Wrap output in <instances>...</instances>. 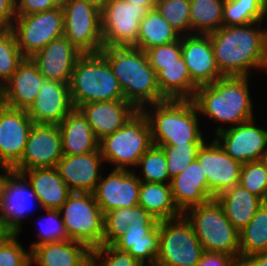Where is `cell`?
<instances>
[{"label": "cell", "instance_id": "obj_1", "mask_svg": "<svg viewBox=\"0 0 267 266\" xmlns=\"http://www.w3.org/2000/svg\"><path fill=\"white\" fill-rule=\"evenodd\" d=\"M265 21L222 26L210 34L218 69L223 77L249 76L265 71Z\"/></svg>", "mask_w": 267, "mask_h": 266}, {"label": "cell", "instance_id": "obj_2", "mask_svg": "<svg viewBox=\"0 0 267 266\" xmlns=\"http://www.w3.org/2000/svg\"><path fill=\"white\" fill-rule=\"evenodd\" d=\"M249 80V76H226L197 88L192 101L202 121L207 117L206 122L219 123L214 134L255 118Z\"/></svg>", "mask_w": 267, "mask_h": 266}, {"label": "cell", "instance_id": "obj_3", "mask_svg": "<svg viewBox=\"0 0 267 266\" xmlns=\"http://www.w3.org/2000/svg\"><path fill=\"white\" fill-rule=\"evenodd\" d=\"M118 79L124 99L138 110L167 100L160 91L157 73L145 51L133 46L103 47L100 51Z\"/></svg>", "mask_w": 267, "mask_h": 266}, {"label": "cell", "instance_id": "obj_4", "mask_svg": "<svg viewBox=\"0 0 267 266\" xmlns=\"http://www.w3.org/2000/svg\"><path fill=\"white\" fill-rule=\"evenodd\" d=\"M142 112L149 121L155 146L204 143L209 139L204 136L203 122L192 100L167 99L145 106Z\"/></svg>", "mask_w": 267, "mask_h": 266}, {"label": "cell", "instance_id": "obj_5", "mask_svg": "<svg viewBox=\"0 0 267 266\" xmlns=\"http://www.w3.org/2000/svg\"><path fill=\"white\" fill-rule=\"evenodd\" d=\"M69 86L73 106L77 109L90 102L125 100L118 79L101 52L79 57Z\"/></svg>", "mask_w": 267, "mask_h": 266}, {"label": "cell", "instance_id": "obj_6", "mask_svg": "<svg viewBox=\"0 0 267 266\" xmlns=\"http://www.w3.org/2000/svg\"><path fill=\"white\" fill-rule=\"evenodd\" d=\"M190 222L204 252L223 253L239 263L240 234L214 198L182 213Z\"/></svg>", "mask_w": 267, "mask_h": 266}, {"label": "cell", "instance_id": "obj_7", "mask_svg": "<svg viewBox=\"0 0 267 266\" xmlns=\"http://www.w3.org/2000/svg\"><path fill=\"white\" fill-rule=\"evenodd\" d=\"M152 145L151 127L142 110L119 130L99 140L100 154L114 170H136L139 159Z\"/></svg>", "mask_w": 267, "mask_h": 266}, {"label": "cell", "instance_id": "obj_8", "mask_svg": "<svg viewBox=\"0 0 267 266\" xmlns=\"http://www.w3.org/2000/svg\"><path fill=\"white\" fill-rule=\"evenodd\" d=\"M58 210L69 240L90 250L103 245L104 214L93 193L72 192Z\"/></svg>", "mask_w": 267, "mask_h": 266}, {"label": "cell", "instance_id": "obj_9", "mask_svg": "<svg viewBox=\"0 0 267 266\" xmlns=\"http://www.w3.org/2000/svg\"><path fill=\"white\" fill-rule=\"evenodd\" d=\"M203 253L200 241L183 214L159 221L157 261L165 266H198Z\"/></svg>", "mask_w": 267, "mask_h": 266}, {"label": "cell", "instance_id": "obj_10", "mask_svg": "<svg viewBox=\"0 0 267 266\" xmlns=\"http://www.w3.org/2000/svg\"><path fill=\"white\" fill-rule=\"evenodd\" d=\"M12 31L22 55L31 58L51 41L64 36L63 8L16 15Z\"/></svg>", "mask_w": 267, "mask_h": 266}, {"label": "cell", "instance_id": "obj_11", "mask_svg": "<svg viewBox=\"0 0 267 266\" xmlns=\"http://www.w3.org/2000/svg\"><path fill=\"white\" fill-rule=\"evenodd\" d=\"M64 36L83 54L99 53L104 45L101 30V11L86 0H66Z\"/></svg>", "mask_w": 267, "mask_h": 266}, {"label": "cell", "instance_id": "obj_12", "mask_svg": "<svg viewBox=\"0 0 267 266\" xmlns=\"http://www.w3.org/2000/svg\"><path fill=\"white\" fill-rule=\"evenodd\" d=\"M149 10L126 0H110L101 11V30L104 47L133 46L139 25Z\"/></svg>", "mask_w": 267, "mask_h": 266}, {"label": "cell", "instance_id": "obj_13", "mask_svg": "<svg viewBox=\"0 0 267 266\" xmlns=\"http://www.w3.org/2000/svg\"><path fill=\"white\" fill-rule=\"evenodd\" d=\"M40 206L31 185L21 173L7 170L0 180V215L12 233H22V222Z\"/></svg>", "mask_w": 267, "mask_h": 266}, {"label": "cell", "instance_id": "obj_14", "mask_svg": "<svg viewBox=\"0 0 267 266\" xmlns=\"http://www.w3.org/2000/svg\"><path fill=\"white\" fill-rule=\"evenodd\" d=\"M62 157V137L59 126L34 124L21 160L11 170L21 173L34 168H54Z\"/></svg>", "mask_w": 267, "mask_h": 266}, {"label": "cell", "instance_id": "obj_15", "mask_svg": "<svg viewBox=\"0 0 267 266\" xmlns=\"http://www.w3.org/2000/svg\"><path fill=\"white\" fill-rule=\"evenodd\" d=\"M254 119L216 133L213 139L234 160L241 164L260 161L267 151V128Z\"/></svg>", "mask_w": 267, "mask_h": 266}, {"label": "cell", "instance_id": "obj_16", "mask_svg": "<svg viewBox=\"0 0 267 266\" xmlns=\"http://www.w3.org/2000/svg\"><path fill=\"white\" fill-rule=\"evenodd\" d=\"M196 159L206 176L208 192L213 199L239 184L242 164L227 154L214 139L203 143Z\"/></svg>", "mask_w": 267, "mask_h": 266}, {"label": "cell", "instance_id": "obj_17", "mask_svg": "<svg viewBox=\"0 0 267 266\" xmlns=\"http://www.w3.org/2000/svg\"><path fill=\"white\" fill-rule=\"evenodd\" d=\"M136 173L110 169L108 174L101 175L93 195L103 214L138 205L141 181Z\"/></svg>", "mask_w": 267, "mask_h": 266}, {"label": "cell", "instance_id": "obj_18", "mask_svg": "<svg viewBox=\"0 0 267 266\" xmlns=\"http://www.w3.org/2000/svg\"><path fill=\"white\" fill-rule=\"evenodd\" d=\"M104 164L98 149L82 155H63L55 168L71 192L93 193L106 171Z\"/></svg>", "mask_w": 267, "mask_h": 266}, {"label": "cell", "instance_id": "obj_19", "mask_svg": "<svg viewBox=\"0 0 267 266\" xmlns=\"http://www.w3.org/2000/svg\"><path fill=\"white\" fill-rule=\"evenodd\" d=\"M27 110L7 107L0 116V162L11 170L23 155L32 126Z\"/></svg>", "mask_w": 267, "mask_h": 266}, {"label": "cell", "instance_id": "obj_20", "mask_svg": "<svg viewBox=\"0 0 267 266\" xmlns=\"http://www.w3.org/2000/svg\"><path fill=\"white\" fill-rule=\"evenodd\" d=\"M39 88L28 116L34 124L59 125L74 109L69 84L44 78Z\"/></svg>", "mask_w": 267, "mask_h": 266}, {"label": "cell", "instance_id": "obj_21", "mask_svg": "<svg viewBox=\"0 0 267 266\" xmlns=\"http://www.w3.org/2000/svg\"><path fill=\"white\" fill-rule=\"evenodd\" d=\"M182 57L191 80L199 87L222 78L209 35L181 36Z\"/></svg>", "mask_w": 267, "mask_h": 266}, {"label": "cell", "instance_id": "obj_22", "mask_svg": "<svg viewBox=\"0 0 267 266\" xmlns=\"http://www.w3.org/2000/svg\"><path fill=\"white\" fill-rule=\"evenodd\" d=\"M82 54L65 36H62L51 41L31 59L44 78L70 84L74 66Z\"/></svg>", "mask_w": 267, "mask_h": 266}, {"label": "cell", "instance_id": "obj_23", "mask_svg": "<svg viewBox=\"0 0 267 266\" xmlns=\"http://www.w3.org/2000/svg\"><path fill=\"white\" fill-rule=\"evenodd\" d=\"M98 140L119 130L139 110L126 100L96 101L78 108Z\"/></svg>", "mask_w": 267, "mask_h": 266}, {"label": "cell", "instance_id": "obj_24", "mask_svg": "<svg viewBox=\"0 0 267 266\" xmlns=\"http://www.w3.org/2000/svg\"><path fill=\"white\" fill-rule=\"evenodd\" d=\"M43 79L36 63L30 57H25L4 84L7 106L28 110L40 91Z\"/></svg>", "mask_w": 267, "mask_h": 266}, {"label": "cell", "instance_id": "obj_25", "mask_svg": "<svg viewBox=\"0 0 267 266\" xmlns=\"http://www.w3.org/2000/svg\"><path fill=\"white\" fill-rule=\"evenodd\" d=\"M175 205L183 213L190 207L212 200L208 192L206 176L197 159H194L170 182Z\"/></svg>", "mask_w": 267, "mask_h": 266}, {"label": "cell", "instance_id": "obj_26", "mask_svg": "<svg viewBox=\"0 0 267 266\" xmlns=\"http://www.w3.org/2000/svg\"><path fill=\"white\" fill-rule=\"evenodd\" d=\"M91 263V250L72 240L44 243L31 250V265L87 266Z\"/></svg>", "mask_w": 267, "mask_h": 266}, {"label": "cell", "instance_id": "obj_27", "mask_svg": "<svg viewBox=\"0 0 267 266\" xmlns=\"http://www.w3.org/2000/svg\"><path fill=\"white\" fill-rule=\"evenodd\" d=\"M34 190L41 210H58L72 193L56 168H34L21 172Z\"/></svg>", "mask_w": 267, "mask_h": 266}, {"label": "cell", "instance_id": "obj_28", "mask_svg": "<svg viewBox=\"0 0 267 266\" xmlns=\"http://www.w3.org/2000/svg\"><path fill=\"white\" fill-rule=\"evenodd\" d=\"M58 126L63 155H82L99 149V140L79 109L74 108Z\"/></svg>", "mask_w": 267, "mask_h": 266}, {"label": "cell", "instance_id": "obj_29", "mask_svg": "<svg viewBox=\"0 0 267 266\" xmlns=\"http://www.w3.org/2000/svg\"><path fill=\"white\" fill-rule=\"evenodd\" d=\"M222 206L226 218L240 232L253 218L264 201L240 184L215 198Z\"/></svg>", "mask_w": 267, "mask_h": 266}, {"label": "cell", "instance_id": "obj_30", "mask_svg": "<svg viewBox=\"0 0 267 266\" xmlns=\"http://www.w3.org/2000/svg\"><path fill=\"white\" fill-rule=\"evenodd\" d=\"M113 246L140 262L156 261L159 254V223L157 226H128Z\"/></svg>", "mask_w": 267, "mask_h": 266}, {"label": "cell", "instance_id": "obj_31", "mask_svg": "<svg viewBox=\"0 0 267 266\" xmlns=\"http://www.w3.org/2000/svg\"><path fill=\"white\" fill-rule=\"evenodd\" d=\"M161 94L166 99L192 100L198 86L191 80L182 55L178 62L162 66L157 74Z\"/></svg>", "mask_w": 267, "mask_h": 266}, {"label": "cell", "instance_id": "obj_32", "mask_svg": "<svg viewBox=\"0 0 267 266\" xmlns=\"http://www.w3.org/2000/svg\"><path fill=\"white\" fill-rule=\"evenodd\" d=\"M138 205L158 221L173 219L182 215L174 203L170 184L141 182Z\"/></svg>", "mask_w": 267, "mask_h": 266}, {"label": "cell", "instance_id": "obj_33", "mask_svg": "<svg viewBox=\"0 0 267 266\" xmlns=\"http://www.w3.org/2000/svg\"><path fill=\"white\" fill-rule=\"evenodd\" d=\"M180 38L181 35L155 8L149 10L140 21L138 37L133 47L146 51L155 46L175 42Z\"/></svg>", "mask_w": 267, "mask_h": 266}, {"label": "cell", "instance_id": "obj_34", "mask_svg": "<svg viewBox=\"0 0 267 266\" xmlns=\"http://www.w3.org/2000/svg\"><path fill=\"white\" fill-rule=\"evenodd\" d=\"M239 234V264L251 255L267 251V202L261 205Z\"/></svg>", "mask_w": 267, "mask_h": 266}, {"label": "cell", "instance_id": "obj_35", "mask_svg": "<svg viewBox=\"0 0 267 266\" xmlns=\"http://www.w3.org/2000/svg\"><path fill=\"white\" fill-rule=\"evenodd\" d=\"M225 0H190L191 35H208L223 26Z\"/></svg>", "mask_w": 267, "mask_h": 266}, {"label": "cell", "instance_id": "obj_36", "mask_svg": "<svg viewBox=\"0 0 267 266\" xmlns=\"http://www.w3.org/2000/svg\"><path fill=\"white\" fill-rule=\"evenodd\" d=\"M267 6L262 0H225L223 26H242L265 21Z\"/></svg>", "mask_w": 267, "mask_h": 266}, {"label": "cell", "instance_id": "obj_37", "mask_svg": "<svg viewBox=\"0 0 267 266\" xmlns=\"http://www.w3.org/2000/svg\"><path fill=\"white\" fill-rule=\"evenodd\" d=\"M136 169H140L136 175L141 182L163 184H170L171 182L166 155L161 147L152 145L139 159Z\"/></svg>", "mask_w": 267, "mask_h": 266}, {"label": "cell", "instance_id": "obj_38", "mask_svg": "<svg viewBox=\"0 0 267 266\" xmlns=\"http://www.w3.org/2000/svg\"><path fill=\"white\" fill-rule=\"evenodd\" d=\"M156 9L181 35H191L190 0H158Z\"/></svg>", "mask_w": 267, "mask_h": 266}, {"label": "cell", "instance_id": "obj_39", "mask_svg": "<svg viewBox=\"0 0 267 266\" xmlns=\"http://www.w3.org/2000/svg\"><path fill=\"white\" fill-rule=\"evenodd\" d=\"M25 57L12 29L0 30V84H5Z\"/></svg>", "mask_w": 267, "mask_h": 266}, {"label": "cell", "instance_id": "obj_40", "mask_svg": "<svg viewBox=\"0 0 267 266\" xmlns=\"http://www.w3.org/2000/svg\"><path fill=\"white\" fill-rule=\"evenodd\" d=\"M45 215L37 220L39 228H37L38 238L35 242L32 241L29 249L32 250L35 246L50 242H59L69 240L65 226L59 210L46 209L43 210ZM37 224V225H38Z\"/></svg>", "mask_w": 267, "mask_h": 266}, {"label": "cell", "instance_id": "obj_41", "mask_svg": "<svg viewBox=\"0 0 267 266\" xmlns=\"http://www.w3.org/2000/svg\"><path fill=\"white\" fill-rule=\"evenodd\" d=\"M239 184L267 202V169L261 161L242 164Z\"/></svg>", "mask_w": 267, "mask_h": 266}, {"label": "cell", "instance_id": "obj_42", "mask_svg": "<svg viewBox=\"0 0 267 266\" xmlns=\"http://www.w3.org/2000/svg\"><path fill=\"white\" fill-rule=\"evenodd\" d=\"M203 143H187V145H170L161 147L166 155L167 169L172 179L179 175L194 159Z\"/></svg>", "mask_w": 267, "mask_h": 266}, {"label": "cell", "instance_id": "obj_43", "mask_svg": "<svg viewBox=\"0 0 267 266\" xmlns=\"http://www.w3.org/2000/svg\"><path fill=\"white\" fill-rule=\"evenodd\" d=\"M19 235L12 233L0 243V266H32L31 250L18 241Z\"/></svg>", "mask_w": 267, "mask_h": 266}, {"label": "cell", "instance_id": "obj_44", "mask_svg": "<svg viewBox=\"0 0 267 266\" xmlns=\"http://www.w3.org/2000/svg\"><path fill=\"white\" fill-rule=\"evenodd\" d=\"M91 262L94 266H140L141 264L129 253L119 251L113 245H101L91 250Z\"/></svg>", "mask_w": 267, "mask_h": 266}, {"label": "cell", "instance_id": "obj_45", "mask_svg": "<svg viewBox=\"0 0 267 266\" xmlns=\"http://www.w3.org/2000/svg\"><path fill=\"white\" fill-rule=\"evenodd\" d=\"M150 66L158 74L162 66L178 62L182 55L181 38L175 42L155 46L145 51Z\"/></svg>", "mask_w": 267, "mask_h": 266}, {"label": "cell", "instance_id": "obj_46", "mask_svg": "<svg viewBox=\"0 0 267 266\" xmlns=\"http://www.w3.org/2000/svg\"><path fill=\"white\" fill-rule=\"evenodd\" d=\"M127 208L104 213L103 245H113L126 231Z\"/></svg>", "mask_w": 267, "mask_h": 266}, {"label": "cell", "instance_id": "obj_47", "mask_svg": "<svg viewBox=\"0 0 267 266\" xmlns=\"http://www.w3.org/2000/svg\"><path fill=\"white\" fill-rule=\"evenodd\" d=\"M66 0H15L16 15H30L62 7Z\"/></svg>", "mask_w": 267, "mask_h": 266}, {"label": "cell", "instance_id": "obj_48", "mask_svg": "<svg viewBox=\"0 0 267 266\" xmlns=\"http://www.w3.org/2000/svg\"><path fill=\"white\" fill-rule=\"evenodd\" d=\"M159 221L140 205L127 208V224L129 226H157Z\"/></svg>", "mask_w": 267, "mask_h": 266}, {"label": "cell", "instance_id": "obj_49", "mask_svg": "<svg viewBox=\"0 0 267 266\" xmlns=\"http://www.w3.org/2000/svg\"><path fill=\"white\" fill-rule=\"evenodd\" d=\"M198 266H240L232 257L223 253L204 252Z\"/></svg>", "mask_w": 267, "mask_h": 266}, {"label": "cell", "instance_id": "obj_50", "mask_svg": "<svg viewBox=\"0 0 267 266\" xmlns=\"http://www.w3.org/2000/svg\"><path fill=\"white\" fill-rule=\"evenodd\" d=\"M15 18V0H0V30L12 29Z\"/></svg>", "mask_w": 267, "mask_h": 266}, {"label": "cell", "instance_id": "obj_51", "mask_svg": "<svg viewBox=\"0 0 267 266\" xmlns=\"http://www.w3.org/2000/svg\"><path fill=\"white\" fill-rule=\"evenodd\" d=\"M240 266H267V251L245 258Z\"/></svg>", "mask_w": 267, "mask_h": 266}, {"label": "cell", "instance_id": "obj_52", "mask_svg": "<svg viewBox=\"0 0 267 266\" xmlns=\"http://www.w3.org/2000/svg\"><path fill=\"white\" fill-rule=\"evenodd\" d=\"M135 5L145 6L148 10L156 8L158 0H126Z\"/></svg>", "mask_w": 267, "mask_h": 266}, {"label": "cell", "instance_id": "obj_53", "mask_svg": "<svg viewBox=\"0 0 267 266\" xmlns=\"http://www.w3.org/2000/svg\"><path fill=\"white\" fill-rule=\"evenodd\" d=\"M12 232L7 228L3 218L0 215V243L3 242Z\"/></svg>", "mask_w": 267, "mask_h": 266}, {"label": "cell", "instance_id": "obj_54", "mask_svg": "<svg viewBox=\"0 0 267 266\" xmlns=\"http://www.w3.org/2000/svg\"><path fill=\"white\" fill-rule=\"evenodd\" d=\"M7 107L5 88L3 84H0V116Z\"/></svg>", "mask_w": 267, "mask_h": 266}, {"label": "cell", "instance_id": "obj_55", "mask_svg": "<svg viewBox=\"0 0 267 266\" xmlns=\"http://www.w3.org/2000/svg\"><path fill=\"white\" fill-rule=\"evenodd\" d=\"M90 5L102 11L110 0H86Z\"/></svg>", "mask_w": 267, "mask_h": 266}, {"label": "cell", "instance_id": "obj_56", "mask_svg": "<svg viewBox=\"0 0 267 266\" xmlns=\"http://www.w3.org/2000/svg\"><path fill=\"white\" fill-rule=\"evenodd\" d=\"M140 266H165L159 261H152V262H141Z\"/></svg>", "mask_w": 267, "mask_h": 266}, {"label": "cell", "instance_id": "obj_57", "mask_svg": "<svg viewBox=\"0 0 267 266\" xmlns=\"http://www.w3.org/2000/svg\"><path fill=\"white\" fill-rule=\"evenodd\" d=\"M265 25V71L267 72V24Z\"/></svg>", "mask_w": 267, "mask_h": 266}, {"label": "cell", "instance_id": "obj_58", "mask_svg": "<svg viewBox=\"0 0 267 266\" xmlns=\"http://www.w3.org/2000/svg\"><path fill=\"white\" fill-rule=\"evenodd\" d=\"M260 161L267 169V151L263 154V156L261 157Z\"/></svg>", "mask_w": 267, "mask_h": 266}, {"label": "cell", "instance_id": "obj_59", "mask_svg": "<svg viewBox=\"0 0 267 266\" xmlns=\"http://www.w3.org/2000/svg\"><path fill=\"white\" fill-rule=\"evenodd\" d=\"M0 170H1V174H0V180H1L5 172L7 171L6 167L1 162H0Z\"/></svg>", "mask_w": 267, "mask_h": 266}, {"label": "cell", "instance_id": "obj_60", "mask_svg": "<svg viewBox=\"0 0 267 266\" xmlns=\"http://www.w3.org/2000/svg\"><path fill=\"white\" fill-rule=\"evenodd\" d=\"M264 3H265V5L267 6V0H262Z\"/></svg>", "mask_w": 267, "mask_h": 266}]
</instances>
